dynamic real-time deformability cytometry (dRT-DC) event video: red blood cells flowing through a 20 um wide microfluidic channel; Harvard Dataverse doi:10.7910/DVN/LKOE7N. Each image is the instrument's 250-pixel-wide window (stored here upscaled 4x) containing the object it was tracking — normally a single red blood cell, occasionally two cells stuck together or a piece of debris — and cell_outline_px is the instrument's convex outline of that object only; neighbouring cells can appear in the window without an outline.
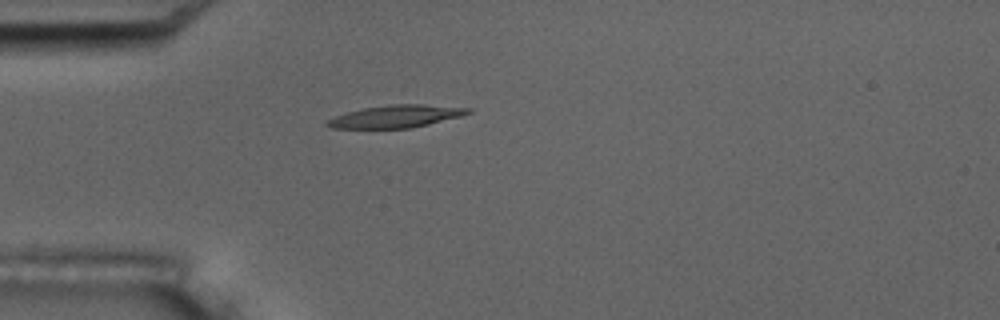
{"species": "common noctule bat (a hibernating species)", "species_latin": "Nyctalus noctula", "temperature_condition": "room temperature", "stored_images_in_passage": 3, "camera_frame_rate_fps": 3000, "um_per_image_px": 0.085, "animal": {"sex": "male", "body_mass_g": 17.5, "forearm_length_mm": 52.3}, "frame": {"image": 1, "passage_image": 3, "time_ms": 0.667, "image_size_px": [1000, 320], "cell_outline_px": [[472, 112], [460, 116], [412, 128], [332, 128], [324, 124], [328, 120], [336, 116], [348, 112], [364, 108], [392, 104], [424, 104], [472, 108]], "centroid_in_image_um": [33.69, 9.89], "position_along_channel_um": 51.3, "area_um2": 18.26}}